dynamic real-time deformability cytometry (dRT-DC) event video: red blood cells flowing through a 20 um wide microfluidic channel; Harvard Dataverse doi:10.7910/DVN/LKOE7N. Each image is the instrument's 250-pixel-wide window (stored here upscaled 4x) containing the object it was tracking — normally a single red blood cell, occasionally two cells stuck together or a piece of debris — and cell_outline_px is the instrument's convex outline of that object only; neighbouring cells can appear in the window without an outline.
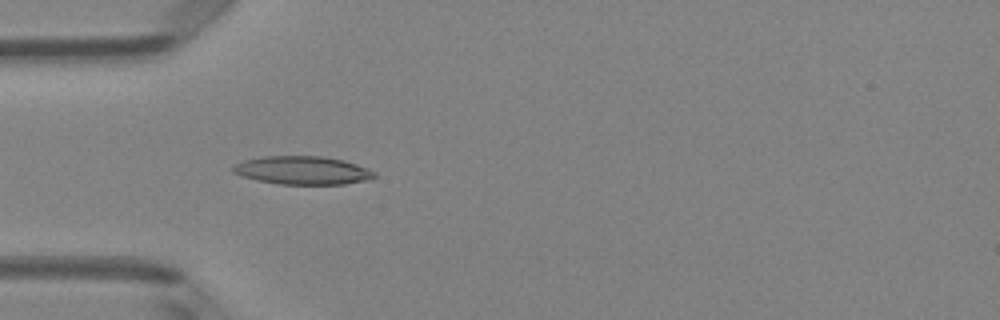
{"species": "Egyptian fruit bat (a non-hibernating species)", "species_latin": "Rousettus aegyptiacus", "temperature_condition": "room temperature", "stored_images_in_passage": 3, "camera_frame_rate_fps": 3000, "um_per_image_px": 0.085, "animal": {"sex": "female"}, "frame": {"image": 1, "passage_image": 3, "time_ms": 0.667, "image_size_px": [1000, 320], "cell_outline_px": [[376, 176], [368, 180], [344, 184], [280, 184], [256, 180], [232, 172], [232, 168], [236, 164], [244, 160], [264, 156], [320, 156], [344, 160], [368, 168], [376, 172]], "centroid_in_image_um": [25.74, 14.48], "position_along_channel_um": 59.3, "area_um2": 23.24}}